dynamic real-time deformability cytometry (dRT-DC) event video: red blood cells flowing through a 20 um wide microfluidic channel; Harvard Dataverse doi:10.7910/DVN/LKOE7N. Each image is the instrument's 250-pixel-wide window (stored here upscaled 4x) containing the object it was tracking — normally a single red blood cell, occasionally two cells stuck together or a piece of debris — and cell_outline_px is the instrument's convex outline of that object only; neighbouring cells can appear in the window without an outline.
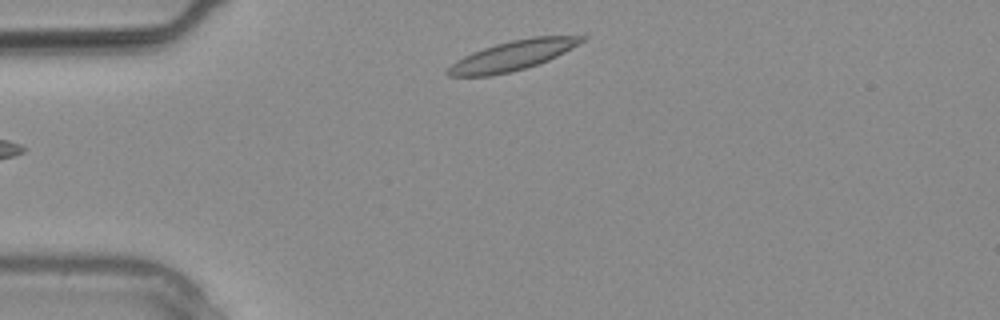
{"species": "common noctule bat (a hibernating species)", "species_latin": "Nyctalus noctula", "temperature_condition": "warm", "stored_images_in_passage": 14, "camera_frame_rate_fps": 3000, "um_per_image_px": 0.085, "animal": {"sex": "male", "body_mass_g": 20.4}, "frame": {"image": 1, "passage_image": 1, "time_ms": 0.0, "image_size_px": [1000, 320], "cell_outline_px": [[588, 36], [580, 44], [548, 60], [524, 68], [492, 76], [448, 76], [444, 72], [456, 60], [472, 52], [496, 44], [512, 40], [532, 36]], "centroid_in_image_um": [43.55, 4.72], "position_along_channel_um": 41.5, "area_um2": 22.95}}
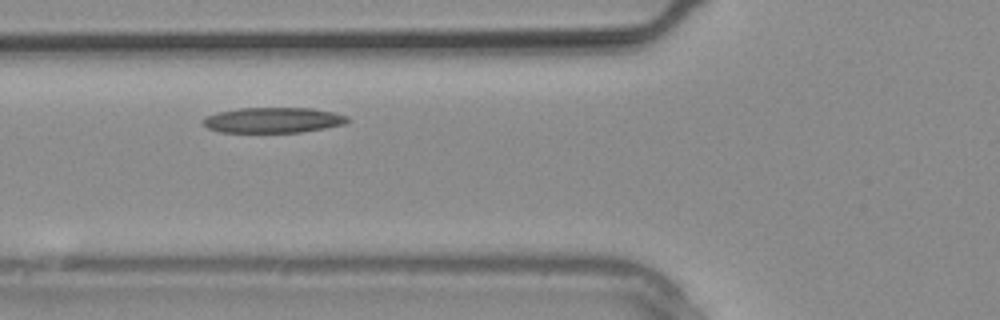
{"frame": {"image": 2, "passage_image": 5, "time_ms": 1.333, "image_size_px": [1000, 320], "cell_outline_px": [[348, 120], [344, 124], [324, 128], [300, 132], [220, 132], [208, 128], [200, 120], [216, 112], [240, 108], [312, 108], [332, 112], [348, 116]], "centroid_in_image_um": [23.18, 10.2], "position_along_channel_um": 102.6, "area_um2": 21.27}}